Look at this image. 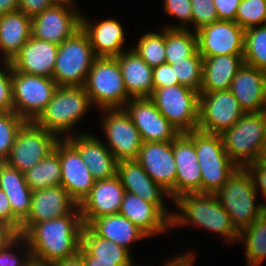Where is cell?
<instances>
[{
  "mask_svg": "<svg viewBox=\"0 0 266 266\" xmlns=\"http://www.w3.org/2000/svg\"><path fill=\"white\" fill-rule=\"evenodd\" d=\"M84 227L81 213L34 224L24 235L34 260L52 264L79 253Z\"/></svg>",
  "mask_w": 266,
  "mask_h": 266,
  "instance_id": "1",
  "label": "cell"
},
{
  "mask_svg": "<svg viewBox=\"0 0 266 266\" xmlns=\"http://www.w3.org/2000/svg\"><path fill=\"white\" fill-rule=\"evenodd\" d=\"M175 211L171 219L173 228L195 226L213 232L224 239V244L238 242L239 232L232 224L228 212L220 205L215 194L186 193L173 200ZM179 210V211H178Z\"/></svg>",
  "mask_w": 266,
  "mask_h": 266,
  "instance_id": "2",
  "label": "cell"
},
{
  "mask_svg": "<svg viewBox=\"0 0 266 266\" xmlns=\"http://www.w3.org/2000/svg\"><path fill=\"white\" fill-rule=\"evenodd\" d=\"M92 109L84 86H58L52 99L34 122L59 139H66L78 134L75 131L77 125L84 121L82 119Z\"/></svg>",
  "mask_w": 266,
  "mask_h": 266,
  "instance_id": "3",
  "label": "cell"
},
{
  "mask_svg": "<svg viewBox=\"0 0 266 266\" xmlns=\"http://www.w3.org/2000/svg\"><path fill=\"white\" fill-rule=\"evenodd\" d=\"M215 195L230 215L232 224L238 232L247 228L266 211L258 199L260 196L246 167L235 169Z\"/></svg>",
  "mask_w": 266,
  "mask_h": 266,
  "instance_id": "4",
  "label": "cell"
},
{
  "mask_svg": "<svg viewBox=\"0 0 266 266\" xmlns=\"http://www.w3.org/2000/svg\"><path fill=\"white\" fill-rule=\"evenodd\" d=\"M221 137L226 153L238 167L258 161L266 143L265 113H245Z\"/></svg>",
  "mask_w": 266,
  "mask_h": 266,
  "instance_id": "5",
  "label": "cell"
},
{
  "mask_svg": "<svg viewBox=\"0 0 266 266\" xmlns=\"http://www.w3.org/2000/svg\"><path fill=\"white\" fill-rule=\"evenodd\" d=\"M84 87L92 106L98 110L123 109L131 99L116 57H96Z\"/></svg>",
  "mask_w": 266,
  "mask_h": 266,
  "instance_id": "6",
  "label": "cell"
},
{
  "mask_svg": "<svg viewBox=\"0 0 266 266\" xmlns=\"http://www.w3.org/2000/svg\"><path fill=\"white\" fill-rule=\"evenodd\" d=\"M194 144L201 170V193L215 194L238 168L225 151L220 134L194 130Z\"/></svg>",
  "mask_w": 266,
  "mask_h": 266,
  "instance_id": "7",
  "label": "cell"
},
{
  "mask_svg": "<svg viewBox=\"0 0 266 266\" xmlns=\"http://www.w3.org/2000/svg\"><path fill=\"white\" fill-rule=\"evenodd\" d=\"M95 59L88 35L80 28L59 44L52 78L58 86H84Z\"/></svg>",
  "mask_w": 266,
  "mask_h": 266,
  "instance_id": "8",
  "label": "cell"
},
{
  "mask_svg": "<svg viewBox=\"0 0 266 266\" xmlns=\"http://www.w3.org/2000/svg\"><path fill=\"white\" fill-rule=\"evenodd\" d=\"M149 98L180 133L197 130L199 92L178 84L157 88Z\"/></svg>",
  "mask_w": 266,
  "mask_h": 266,
  "instance_id": "9",
  "label": "cell"
},
{
  "mask_svg": "<svg viewBox=\"0 0 266 266\" xmlns=\"http://www.w3.org/2000/svg\"><path fill=\"white\" fill-rule=\"evenodd\" d=\"M75 0H59L31 18V36L61 44L81 28L82 11ZM77 7V8H76Z\"/></svg>",
  "mask_w": 266,
  "mask_h": 266,
  "instance_id": "10",
  "label": "cell"
},
{
  "mask_svg": "<svg viewBox=\"0 0 266 266\" xmlns=\"http://www.w3.org/2000/svg\"><path fill=\"white\" fill-rule=\"evenodd\" d=\"M57 87L53 78L12 69L13 111L25 121H35L52 99Z\"/></svg>",
  "mask_w": 266,
  "mask_h": 266,
  "instance_id": "11",
  "label": "cell"
},
{
  "mask_svg": "<svg viewBox=\"0 0 266 266\" xmlns=\"http://www.w3.org/2000/svg\"><path fill=\"white\" fill-rule=\"evenodd\" d=\"M99 124L104 133V144L108 147L114 158L123 160H137L142 139L140 133L130 116L124 109L97 110Z\"/></svg>",
  "mask_w": 266,
  "mask_h": 266,
  "instance_id": "12",
  "label": "cell"
},
{
  "mask_svg": "<svg viewBox=\"0 0 266 266\" xmlns=\"http://www.w3.org/2000/svg\"><path fill=\"white\" fill-rule=\"evenodd\" d=\"M245 114L230 90L199 93L197 130L222 134Z\"/></svg>",
  "mask_w": 266,
  "mask_h": 266,
  "instance_id": "13",
  "label": "cell"
},
{
  "mask_svg": "<svg viewBox=\"0 0 266 266\" xmlns=\"http://www.w3.org/2000/svg\"><path fill=\"white\" fill-rule=\"evenodd\" d=\"M58 140L54 133L34 121H26L18 131L5 162L24 173L53 151Z\"/></svg>",
  "mask_w": 266,
  "mask_h": 266,
  "instance_id": "14",
  "label": "cell"
},
{
  "mask_svg": "<svg viewBox=\"0 0 266 266\" xmlns=\"http://www.w3.org/2000/svg\"><path fill=\"white\" fill-rule=\"evenodd\" d=\"M202 57L244 55L245 30L234 21L218 20L196 31Z\"/></svg>",
  "mask_w": 266,
  "mask_h": 266,
  "instance_id": "15",
  "label": "cell"
},
{
  "mask_svg": "<svg viewBox=\"0 0 266 266\" xmlns=\"http://www.w3.org/2000/svg\"><path fill=\"white\" fill-rule=\"evenodd\" d=\"M123 109L138 129L142 142H172L180 134L149 97L131 98Z\"/></svg>",
  "mask_w": 266,
  "mask_h": 266,
  "instance_id": "16",
  "label": "cell"
},
{
  "mask_svg": "<svg viewBox=\"0 0 266 266\" xmlns=\"http://www.w3.org/2000/svg\"><path fill=\"white\" fill-rule=\"evenodd\" d=\"M54 149L61 163V186L80 205L89 195L95 179L78 150L67 140L59 139Z\"/></svg>",
  "mask_w": 266,
  "mask_h": 266,
  "instance_id": "17",
  "label": "cell"
},
{
  "mask_svg": "<svg viewBox=\"0 0 266 266\" xmlns=\"http://www.w3.org/2000/svg\"><path fill=\"white\" fill-rule=\"evenodd\" d=\"M117 176L126 192L138 195L145 201L154 204L171 221L173 209L170 210L166 206V202L169 201L173 204V200L169 193L145 172L137 160L118 162Z\"/></svg>",
  "mask_w": 266,
  "mask_h": 266,
  "instance_id": "18",
  "label": "cell"
},
{
  "mask_svg": "<svg viewBox=\"0 0 266 266\" xmlns=\"http://www.w3.org/2000/svg\"><path fill=\"white\" fill-rule=\"evenodd\" d=\"M69 213H80L79 205L61 185L34 191L30 212L20 224L18 235L23 236L34 224Z\"/></svg>",
  "mask_w": 266,
  "mask_h": 266,
  "instance_id": "19",
  "label": "cell"
},
{
  "mask_svg": "<svg viewBox=\"0 0 266 266\" xmlns=\"http://www.w3.org/2000/svg\"><path fill=\"white\" fill-rule=\"evenodd\" d=\"M137 161L172 200L176 198V163L172 142H143Z\"/></svg>",
  "mask_w": 266,
  "mask_h": 266,
  "instance_id": "20",
  "label": "cell"
},
{
  "mask_svg": "<svg viewBox=\"0 0 266 266\" xmlns=\"http://www.w3.org/2000/svg\"><path fill=\"white\" fill-rule=\"evenodd\" d=\"M84 11L81 16V28L88 35L96 57H117L128 48L125 27L118 18L112 16L102 20L87 18Z\"/></svg>",
  "mask_w": 266,
  "mask_h": 266,
  "instance_id": "21",
  "label": "cell"
},
{
  "mask_svg": "<svg viewBox=\"0 0 266 266\" xmlns=\"http://www.w3.org/2000/svg\"><path fill=\"white\" fill-rule=\"evenodd\" d=\"M176 163V197L186 193H201V170L194 144V131L180 133L173 140Z\"/></svg>",
  "mask_w": 266,
  "mask_h": 266,
  "instance_id": "22",
  "label": "cell"
},
{
  "mask_svg": "<svg viewBox=\"0 0 266 266\" xmlns=\"http://www.w3.org/2000/svg\"><path fill=\"white\" fill-rule=\"evenodd\" d=\"M125 192L117 175L95 181L89 195L79 205L83 224L88 225L95 218L118 214Z\"/></svg>",
  "mask_w": 266,
  "mask_h": 266,
  "instance_id": "23",
  "label": "cell"
},
{
  "mask_svg": "<svg viewBox=\"0 0 266 266\" xmlns=\"http://www.w3.org/2000/svg\"><path fill=\"white\" fill-rule=\"evenodd\" d=\"M80 153L95 181L117 175L118 161L104 144V140L91 133L79 132L66 138Z\"/></svg>",
  "mask_w": 266,
  "mask_h": 266,
  "instance_id": "24",
  "label": "cell"
},
{
  "mask_svg": "<svg viewBox=\"0 0 266 266\" xmlns=\"http://www.w3.org/2000/svg\"><path fill=\"white\" fill-rule=\"evenodd\" d=\"M59 45L30 37L12 58V69L29 75L53 77Z\"/></svg>",
  "mask_w": 266,
  "mask_h": 266,
  "instance_id": "25",
  "label": "cell"
},
{
  "mask_svg": "<svg viewBox=\"0 0 266 266\" xmlns=\"http://www.w3.org/2000/svg\"><path fill=\"white\" fill-rule=\"evenodd\" d=\"M118 214L129 219L149 238L171 232V221L154 204L138 195L125 192Z\"/></svg>",
  "mask_w": 266,
  "mask_h": 266,
  "instance_id": "26",
  "label": "cell"
},
{
  "mask_svg": "<svg viewBox=\"0 0 266 266\" xmlns=\"http://www.w3.org/2000/svg\"><path fill=\"white\" fill-rule=\"evenodd\" d=\"M230 91L245 113L264 112L266 71L244 63L233 78Z\"/></svg>",
  "mask_w": 266,
  "mask_h": 266,
  "instance_id": "27",
  "label": "cell"
},
{
  "mask_svg": "<svg viewBox=\"0 0 266 266\" xmlns=\"http://www.w3.org/2000/svg\"><path fill=\"white\" fill-rule=\"evenodd\" d=\"M128 48L116 57L127 95L130 98L150 97L154 90L152 68L132 49V46Z\"/></svg>",
  "mask_w": 266,
  "mask_h": 266,
  "instance_id": "28",
  "label": "cell"
},
{
  "mask_svg": "<svg viewBox=\"0 0 266 266\" xmlns=\"http://www.w3.org/2000/svg\"><path fill=\"white\" fill-rule=\"evenodd\" d=\"M87 226L97 236L111 240L129 252L133 251L131 247L135 243L149 239L142 230L120 214L95 218Z\"/></svg>",
  "mask_w": 266,
  "mask_h": 266,
  "instance_id": "29",
  "label": "cell"
},
{
  "mask_svg": "<svg viewBox=\"0 0 266 266\" xmlns=\"http://www.w3.org/2000/svg\"><path fill=\"white\" fill-rule=\"evenodd\" d=\"M243 64V55L203 57L200 92L230 90L232 80Z\"/></svg>",
  "mask_w": 266,
  "mask_h": 266,
  "instance_id": "30",
  "label": "cell"
},
{
  "mask_svg": "<svg viewBox=\"0 0 266 266\" xmlns=\"http://www.w3.org/2000/svg\"><path fill=\"white\" fill-rule=\"evenodd\" d=\"M31 37V17L19 9L0 16V56L11 61Z\"/></svg>",
  "mask_w": 266,
  "mask_h": 266,
  "instance_id": "31",
  "label": "cell"
},
{
  "mask_svg": "<svg viewBox=\"0 0 266 266\" xmlns=\"http://www.w3.org/2000/svg\"><path fill=\"white\" fill-rule=\"evenodd\" d=\"M245 249V265L261 266L266 260V211L239 232L238 240Z\"/></svg>",
  "mask_w": 266,
  "mask_h": 266,
  "instance_id": "32",
  "label": "cell"
},
{
  "mask_svg": "<svg viewBox=\"0 0 266 266\" xmlns=\"http://www.w3.org/2000/svg\"><path fill=\"white\" fill-rule=\"evenodd\" d=\"M27 185L32 192L61 185V163L54 149L31 169L24 172Z\"/></svg>",
  "mask_w": 266,
  "mask_h": 266,
  "instance_id": "33",
  "label": "cell"
},
{
  "mask_svg": "<svg viewBox=\"0 0 266 266\" xmlns=\"http://www.w3.org/2000/svg\"><path fill=\"white\" fill-rule=\"evenodd\" d=\"M81 247L96 260H133V252L97 236L87 225H84L81 232Z\"/></svg>",
  "mask_w": 266,
  "mask_h": 266,
  "instance_id": "34",
  "label": "cell"
},
{
  "mask_svg": "<svg viewBox=\"0 0 266 266\" xmlns=\"http://www.w3.org/2000/svg\"><path fill=\"white\" fill-rule=\"evenodd\" d=\"M198 52L196 32L165 28V63L173 64Z\"/></svg>",
  "mask_w": 266,
  "mask_h": 266,
  "instance_id": "35",
  "label": "cell"
},
{
  "mask_svg": "<svg viewBox=\"0 0 266 266\" xmlns=\"http://www.w3.org/2000/svg\"><path fill=\"white\" fill-rule=\"evenodd\" d=\"M137 40L132 49L151 68L165 63V28L161 27L158 32L145 31Z\"/></svg>",
  "mask_w": 266,
  "mask_h": 266,
  "instance_id": "36",
  "label": "cell"
},
{
  "mask_svg": "<svg viewBox=\"0 0 266 266\" xmlns=\"http://www.w3.org/2000/svg\"><path fill=\"white\" fill-rule=\"evenodd\" d=\"M244 63L266 71V25L245 30Z\"/></svg>",
  "mask_w": 266,
  "mask_h": 266,
  "instance_id": "37",
  "label": "cell"
},
{
  "mask_svg": "<svg viewBox=\"0 0 266 266\" xmlns=\"http://www.w3.org/2000/svg\"><path fill=\"white\" fill-rule=\"evenodd\" d=\"M179 84L189 87L200 93L203 73V57L197 52L194 56L187 57L171 64Z\"/></svg>",
  "mask_w": 266,
  "mask_h": 266,
  "instance_id": "38",
  "label": "cell"
},
{
  "mask_svg": "<svg viewBox=\"0 0 266 266\" xmlns=\"http://www.w3.org/2000/svg\"><path fill=\"white\" fill-rule=\"evenodd\" d=\"M26 121L14 111L0 112V162H5L16 135Z\"/></svg>",
  "mask_w": 266,
  "mask_h": 266,
  "instance_id": "39",
  "label": "cell"
},
{
  "mask_svg": "<svg viewBox=\"0 0 266 266\" xmlns=\"http://www.w3.org/2000/svg\"><path fill=\"white\" fill-rule=\"evenodd\" d=\"M235 22L244 30L266 25V0H241Z\"/></svg>",
  "mask_w": 266,
  "mask_h": 266,
  "instance_id": "40",
  "label": "cell"
},
{
  "mask_svg": "<svg viewBox=\"0 0 266 266\" xmlns=\"http://www.w3.org/2000/svg\"><path fill=\"white\" fill-rule=\"evenodd\" d=\"M31 258L29 246L22 235H17L0 248V266H25Z\"/></svg>",
  "mask_w": 266,
  "mask_h": 266,
  "instance_id": "41",
  "label": "cell"
},
{
  "mask_svg": "<svg viewBox=\"0 0 266 266\" xmlns=\"http://www.w3.org/2000/svg\"><path fill=\"white\" fill-rule=\"evenodd\" d=\"M162 8L168 17L177 19L176 24H164L160 26L168 29H188L192 27L191 0H163Z\"/></svg>",
  "mask_w": 266,
  "mask_h": 266,
  "instance_id": "42",
  "label": "cell"
},
{
  "mask_svg": "<svg viewBox=\"0 0 266 266\" xmlns=\"http://www.w3.org/2000/svg\"><path fill=\"white\" fill-rule=\"evenodd\" d=\"M192 5V28L196 32L201 28L218 21L213 0H191Z\"/></svg>",
  "mask_w": 266,
  "mask_h": 266,
  "instance_id": "43",
  "label": "cell"
},
{
  "mask_svg": "<svg viewBox=\"0 0 266 266\" xmlns=\"http://www.w3.org/2000/svg\"><path fill=\"white\" fill-rule=\"evenodd\" d=\"M7 195L13 217L21 224L28 216L31 208V189L3 190Z\"/></svg>",
  "mask_w": 266,
  "mask_h": 266,
  "instance_id": "44",
  "label": "cell"
},
{
  "mask_svg": "<svg viewBox=\"0 0 266 266\" xmlns=\"http://www.w3.org/2000/svg\"><path fill=\"white\" fill-rule=\"evenodd\" d=\"M13 111L12 66L10 61H0V112Z\"/></svg>",
  "mask_w": 266,
  "mask_h": 266,
  "instance_id": "45",
  "label": "cell"
},
{
  "mask_svg": "<svg viewBox=\"0 0 266 266\" xmlns=\"http://www.w3.org/2000/svg\"><path fill=\"white\" fill-rule=\"evenodd\" d=\"M0 188L2 190L30 189L24 173L11 167L6 162H0Z\"/></svg>",
  "mask_w": 266,
  "mask_h": 266,
  "instance_id": "46",
  "label": "cell"
},
{
  "mask_svg": "<svg viewBox=\"0 0 266 266\" xmlns=\"http://www.w3.org/2000/svg\"><path fill=\"white\" fill-rule=\"evenodd\" d=\"M246 169L252 176L255 190L261 200V203L266 208V164L261 161H255L246 166Z\"/></svg>",
  "mask_w": 266,
  "mask_h": 266,
  "instance_id": "47",
  "label": "cell"
},
{
  "mask_svg": "<svg viewBox=\"0 0 266 266\" xmlns=\"http://www.w3.org/2000/svg\"><path fill=\"white\" fill-rule=\"evenodd\" d=\"M152 79L154 90L179 84L177 77H175L174 69L168 63L152 68Z\"/></svg>",
  "mask_w": 266,
  "mask_h": 266,
  "instance_id": "48",
  "label": "cell"
},
{
  "mask_svg": "<svg viewBox=\"0 0 266 266\" xmlns=\"http://www.w3.org/2000/svg\"><path fill=\"white\" fill-rule=\"evenodd\" d=\"M218 20L234 21L241 0H213Z\"/></svg>",
  "mask_w": 266,
  "mask_h": 266,
  "instance_id": "49",
  "label": "cell"
},
{
  "mask_svg": "<svg viewBox=\"0 0 266 266\" xmlns=\"http://www.w3.org/2000/svg\"><path fill=\"white\" fill-rule=\"evenodd\" d=\"M0 221L9 225L17 234L20 231V223L13 217L10 201L5 192L0 188Z\"/></svg>",
  "mask_w": 266,
  "mask_h": 266,
  "instance_id": "50",
  "label": "cell"
},
{
  "mask_svg": "<svg viewBox=\"0 0 266 266\" xmlns=\"http://www.w3.org/2000/svg\"><path fill=\"white\" fill-rule=\"evenodd\" d=\"M59 0H19V10L31 18L48 9Z\"/></svg>",
  "mask_w": 266,
  "mask_h": 266,
  "instance_id": "51",
  "label": "cell"
},
{
  "mask_svg": "<svg viewBox=\"0 0 266 266\" xmlns=\"http://www.w3.org/2000/svg\"><path fill=\"white\" fill-rule=\"evenodd\" d=\"M85 263V266H139L135 260H96V257L90 256L81 246L78 253Z\"/></svg>",
  "mask_w": 266,
  "mask_h": 266,
  "instance_id": "52",
  "label": "cell"
},
{
  "mask_svg": "<svg viewBox=\"0 0 266 266\" xmlns=\"http://www.w3.org/2000/svg\"><path fill=\"white\" fill-rule=\"evenodd\" d=\"M195 250H191L189 249V251L185 252L184 251V254H183V251H182V254H173V257H169L167 259H163L165 261H162L163 265L160 264L161 266H194V263L196 261V253L193 252ZM175 255V256H174Z\"/></svg>",
  "mask_w": 266,
  "mask_h": 266,
  "instance_id": "53",
  "label": "cell"
},
{
  "mask_svg": "<svg viewBox=\"0 0 266 266\" xmlns=\"http://www.w3.org/2000/svg\"><path fill=\"white\" fill-rule=\"evenodd\" d=\"M18 234L7 224L0 221V248L6 246Z\"/></svg>",
  "mask_w": 266,
  "mask_h": 266,
  "instance_id": "54",
  "label": "cell"
},
{
  "mask_svg": "<svg viewBox=\"0 0 266 266\" xmlns=\"http://www.w3.org/2000/svg\"><path fill=\"white\" fill-rule=\"evenodd\" d=\"M50 266H85V263L83 261V258L79 254H77L71 258L56 261L50 264Z\"/></svg>",
  "mask_w": 266,
  "mask_h": 266,
  "instance_id": "55",
  "label": "cell"
},
{
  "mask_svg": "<svg viewBox=\"0 0 266 266\" xmlns=\"http://www.w3.org/2000/svg\"><path fill=\"white\" fill-rule=\"evenodd\" d=\"M19 9V0H0V16Z\"/></svg>",
  "mask_w": 266,
  "mask_h": 266,
  "instance_id": "56",
  "label": "cell"
},
{
  "mask_svg": "<svg viewBox=\"0 0 266 266\" xmlns=\"http://www.w3.org/2000/svg\"><path fill=\"white\" fill-rule=\"evenodd\" d=\"M25 266H50V264H46L31 258L30 261Z\"/></svg>",
  "mask_w": 266,
  "mask_h": 266,
  "instance_id": "57",
  "label": "cell"
},
{
  "mask_svg": "<svg viewBox=\"0 0 266 266\" xmlns=\"http://www.w3.org/2000/svg\"><path fill=\"white\" fill-rule=\"evenodd\" d=\"M259 161H261L264 164H266V143H265V146H264V149L262 151V154H261V157H260Z\"/></svg>",
  "mask_w": 266,
  "mask_h": 266,
  "instance_id": "58",
  "label": "cell"
}]
</instances>
